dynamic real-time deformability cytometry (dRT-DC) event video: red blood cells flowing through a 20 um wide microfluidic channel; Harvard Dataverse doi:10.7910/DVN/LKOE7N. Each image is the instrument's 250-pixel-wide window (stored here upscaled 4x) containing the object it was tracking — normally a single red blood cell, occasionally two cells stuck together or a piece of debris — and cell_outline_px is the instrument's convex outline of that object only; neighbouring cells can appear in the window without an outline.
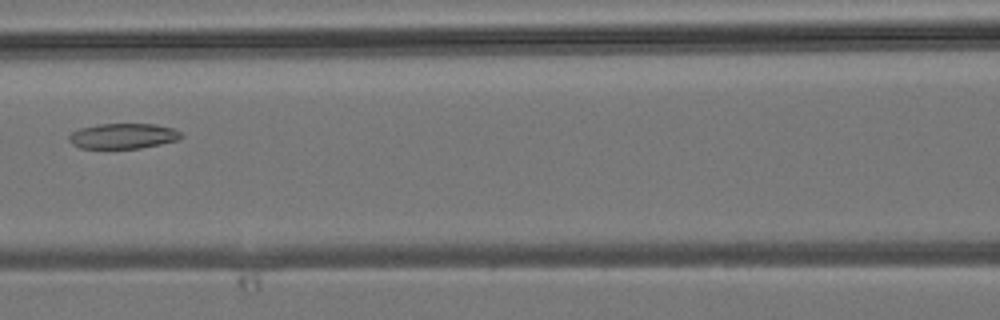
{"species": "common noctule bat (a hibernating species)", "species_latin": "Nyctalus noctula", "temperature_condition": "room temperature", "stored_images_in_passage": 40, "camera_frame_rate_fps": 3000, "um_per_image_px": 0.085, "animal": {"sex": "male", "body_mass_g": 19.2, "forearm_length_mm": 51.8}, "frame": {"image": 1, "passage_image": 16, "time_ms": 5.0, "image_size_px": [1000, 320], "cell_outline_px": [[184, 136], [176, 140], [160, 144], [140, 148], [80, 148], [72, 144], [68, 140], [68, 136], [72, 132], [80, 128], [100, 124], [156, 124], [172, 128], [180, 132]], "centroid_in_image_um": [10.44, 11.56], "position_along_channel_um": 156.2, "area_um2": 16.47}}
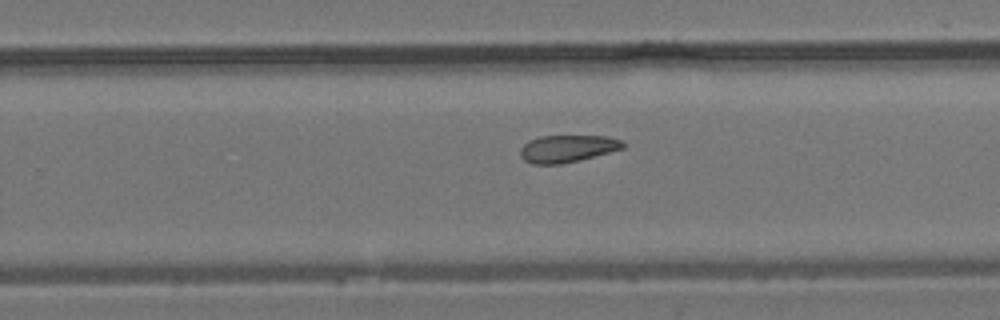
{"frame": {"image": 2, "passage_image": 24, "time_ms": 7.667, "image_size_px": [1000, 320], "cell_outline_px": [[624, 148], [580, 160], [560, 164], [532, 164], [524, 160], [520, 156], [520, 148], [528, 140], [540, 136], [608, 136], [620, 140], [624, 144]], "centroid_in_image_um": [48.19, 12.63], "position_along_channel_um": 281.6, "area_um2": 16.3}}
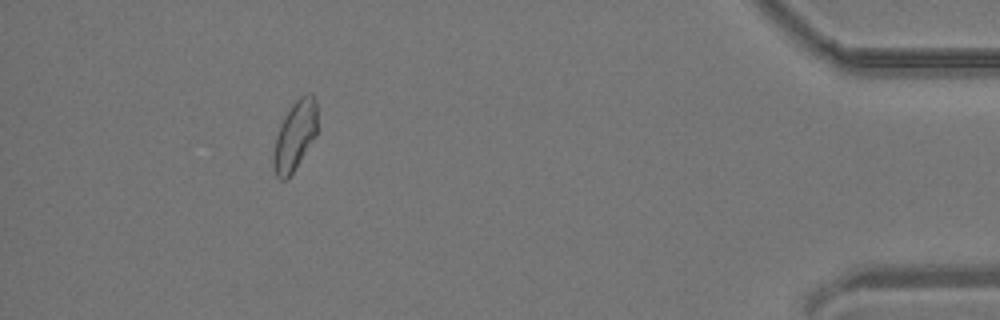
{"frame": {"image": 3, "passage_image": 36, "time_ms": 11.667, "image_size_px": [1000, 320], "cell_outline_px": [[316, 136], [292, 172], [284, 180], [280, 180], [276, 176], [272, 160], [276, 136], [280, 124], [284, 116], [292, 104], [300, 96], [308, 92], [312, 92], [316, 100]], "centroid_in_image_um": [25.06, 11.49], "position_along_channel_um": 410.1, "area_um2": 17.57}}